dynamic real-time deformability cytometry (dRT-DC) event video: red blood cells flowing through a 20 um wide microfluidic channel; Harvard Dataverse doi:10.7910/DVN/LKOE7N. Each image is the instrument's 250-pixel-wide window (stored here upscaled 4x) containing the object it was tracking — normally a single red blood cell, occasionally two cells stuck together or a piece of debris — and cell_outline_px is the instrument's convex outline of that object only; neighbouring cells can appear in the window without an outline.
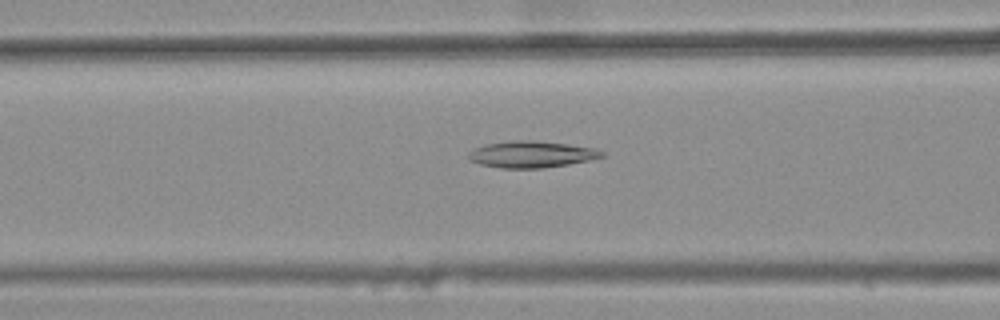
{"species": "common noctule bat (a hibernating species)", "species_latin": "Nyctalus noctula", "temperature_condition": "warm", "stored_images_in_passage": 17, "camera_frame_rate_fps": 3000, "um_per_image_px": 0.085, "animal": {"sex": "female", "body_mass_g": 25.1}, "frame": {"image": 1, "passage_image": 10, "time_ms": 3.0, "image_size_px": [1000, 320], "cell_outline_px": [[604, 156], [588, 160], [568, 164], [544, 168], [500, 168], [480, 164], [468, 160], [468, 152], [484, 144], [512, 140], [532, 140], [568, 144], [596, 148], [604, 152]], "centroid_in_image_um": [45.15, 13.11], "position_along_channel_um": 121.5, "area_um2": 20.69}}
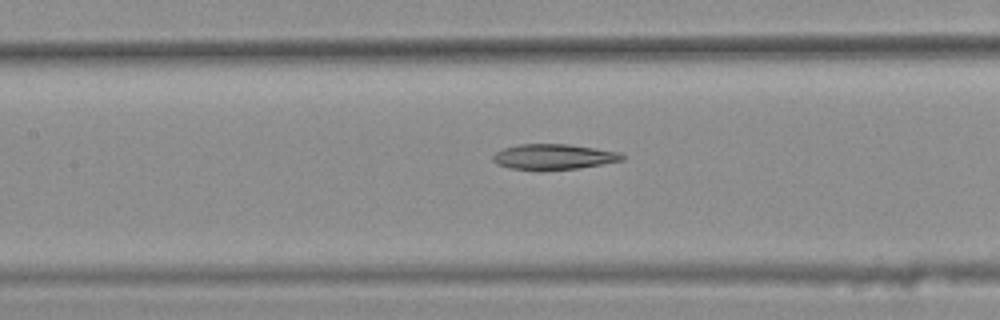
{"frame": {"image": 2, "passage_image": 13, "time_ms": 4.0, "image_size_px": [1000, 320], "cell_outline_px": [[624, 160], [580, 168], [540, 172], [536, 172], [508, 168], [496, 164], [492, 160], [492, 156], [496, 152], [504, 148], [520, 144], [568, 144], [596, 148], [620, 152], [624, 156]], "centroid_in_image_um": [47.02, 13.36], "position_along_channel_um": 160.4, "area_um2": 19.77}}
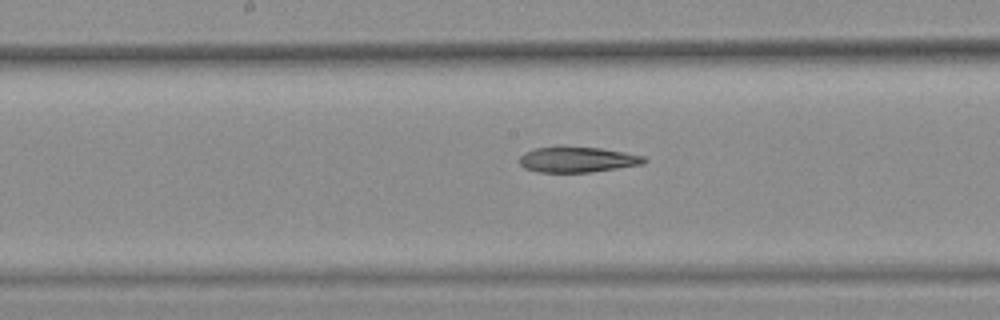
{"frame": {"image": 3, "passage_image": 16, "time_ms": 5.0, "image_size_px": [1000, 320], "cell_outline_px": [[648, 160], [644, 164], [592, 172], [536, 172], [524, 168], [520, 164], [520, 156], [524, 152], [532, 148], [560, 144], [564, 144], [600, 148], [624, 152], [644, 156]], "centroid_in_image_um": [49.03, 13.52], "position_along_channel_um": 199.2, "area_um2": 19.31}}